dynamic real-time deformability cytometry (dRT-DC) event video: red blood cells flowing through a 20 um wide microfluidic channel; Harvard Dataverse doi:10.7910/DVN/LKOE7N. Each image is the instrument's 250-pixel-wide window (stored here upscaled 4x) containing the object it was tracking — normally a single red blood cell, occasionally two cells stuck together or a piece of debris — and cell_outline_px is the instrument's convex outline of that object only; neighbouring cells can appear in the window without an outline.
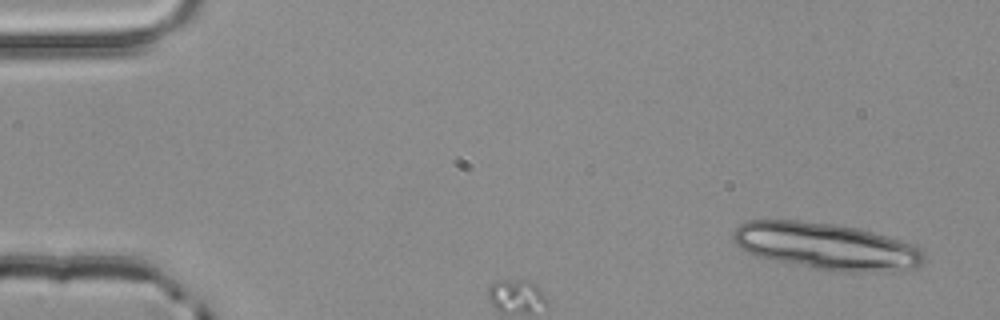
{"species": "common noctule bat (a hibernating species)", "species_latin": "Nyctalus noctula", "temperature_condition": "room temperature", "stored_images_in_passage": 3, "camera_frame_rate_fps": 3000, "um_per_image_px": 0.085, "animal": {"sex": "male", "body_mass_g": 20.4}, "frame": {"image": 1, "passage_image": 1, "time_ms": 0.0, "image_size_px": [1000, 320], "cell_outline_px": [[924, 264], [916, 268], [904, 272], [860, 272], [816, 268], [756, 256], [740, 248], [732, 240], [732, 232], [740, 224], [748, 220], [800, 220], [832, 224], [856, 228], [872, 232], [920, 248], [924, 252]], "centroid_in_image_um": [70.24, 20.94], "position_along_channel_um": 14.8, "area_um2": 51.67}}